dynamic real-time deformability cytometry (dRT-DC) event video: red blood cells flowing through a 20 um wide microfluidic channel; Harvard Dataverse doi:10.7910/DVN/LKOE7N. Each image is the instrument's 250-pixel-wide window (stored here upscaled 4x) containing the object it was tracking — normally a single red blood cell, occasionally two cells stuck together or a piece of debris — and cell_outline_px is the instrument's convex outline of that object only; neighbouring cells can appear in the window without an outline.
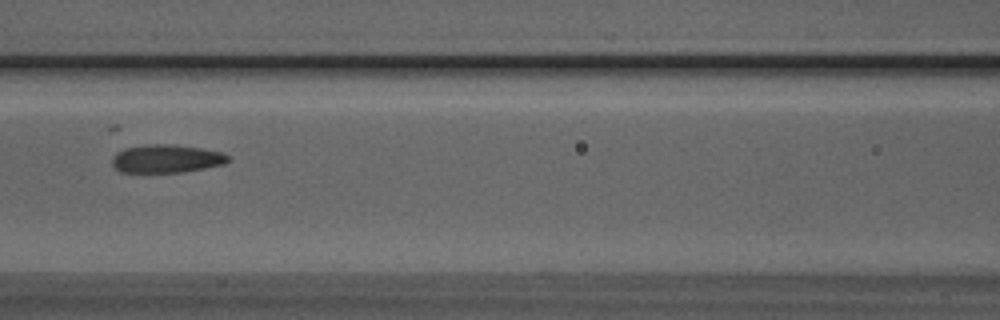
{"species": "Egyptian fruit bat (a non-hibernating species)", "species_latin": "Rousettus aegyptiacus", "temperature_condition": "room temperature", "stored_images_in_passage": 37, "camera_frame_rate_fps": 3000, "um_per_image_px": 0.085, "animal": {"sex": "male"}, "frame": {"image": 1, "passage_image": 8, "time_ms": 2.333, "image_size_px": [1000, 320], "cell_outline_px": [[228, 160], [224, 164], [204, 168], [180, 172], [120, 172], [112, 164], [112, 156], [116, 152], [124, 148], [144, 144], [172, 144], [200, 148], [220, 152], [228, 156]], "centroid_in_image_um": [14.08, 13.48], "position_along_channel_um": 152.5, "area_um2": 18.96}}
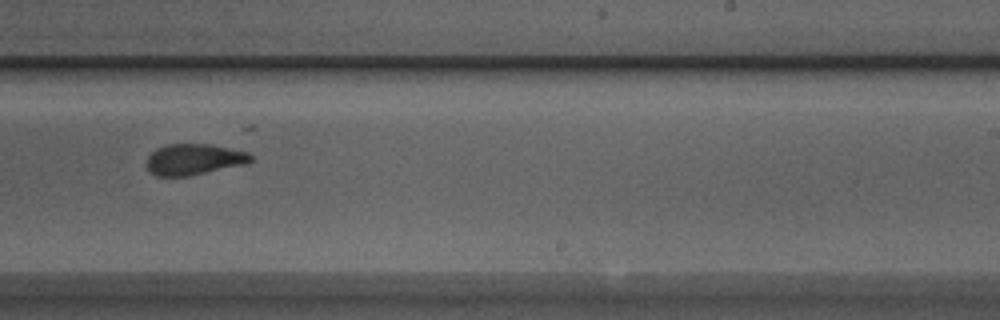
{"frame": {"image": 2, "passage_image": 17, "time_ms": 5.333, "image_size_px": [1000, 320], "cell_outline_px": [[252, 160], [244, 164], [188, 176], [156, 176], [148, 172], [144, 164], [148, 156], [156, 148], [164, 144], [212, 144], [248, 152], [252, 156]], "centroid_in_image_um": [16.41, 13.54], "position_along_channel_um": 272.6, "area_um2": 19.02}}
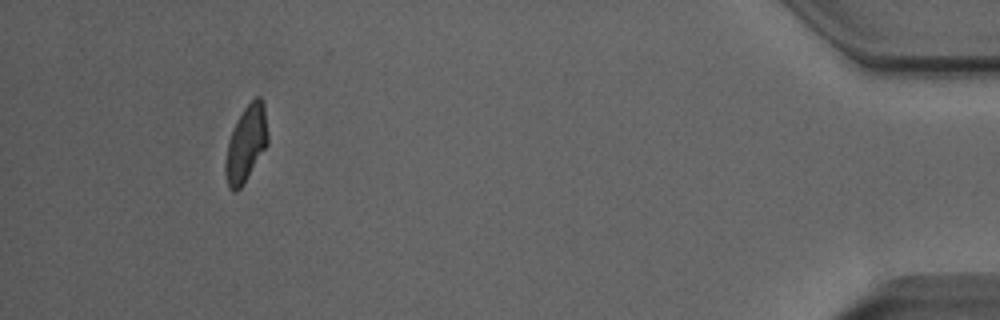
{"frame": {"image": 3, "passage_image": 33, "time_ms": 10.667, "image_size_px": [1000, 320], "cell_outline_px": [[268, 144], [244, 184], [236, 192], [232, 192], [228, 188], [224, 172], [224, 164], [228, 140], [236, 120], [244, 108], [256, 96], [260, 96], [264, 100], [268, 136]], "centroid_in_image_um": [20.91, 12.23], "position_along_channel_um": 414.3, "area_um2": 19.19}, "authors_computed_cell_mechanics": {"area_um2": 19.4208, "velocity_mm_per_s": 4.0253, "shape_relaxation_time_tau1_ms": 2.3813, "shape_relaxation_time_tau2_ms": 1.7238, "deformation_change_tau1": 0.1378, "deformation_change_tau2": 0.0955}}